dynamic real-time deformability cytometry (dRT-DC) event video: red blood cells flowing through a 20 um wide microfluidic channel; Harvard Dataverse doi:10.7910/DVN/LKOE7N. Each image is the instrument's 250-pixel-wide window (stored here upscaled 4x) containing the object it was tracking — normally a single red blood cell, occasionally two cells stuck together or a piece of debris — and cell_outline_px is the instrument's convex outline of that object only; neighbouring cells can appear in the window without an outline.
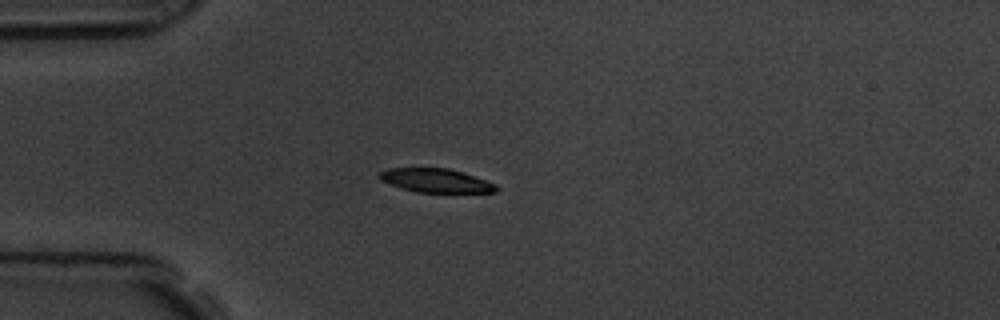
{"species": "common noctule bat (a hibernating species)", "species_latin": "Nyctalus noctula", "temperature_condition": "room temperature", "stored_images_in_passage": 7, "camera_frame_rate_fps": 3000, "um_per_image_px": 0.085, "animal": {"sex": "male", "body_mass_g": 19.5, "forearm_length_mm": 54.6}, "frame": {"image": 1, "passage_image": 5, "time_ms": 1.333, "image_size_px": [1000, 320], "cell_outline_px": [[500, 188], [496, 192], [416, 192], [400, 188], [380, 180], [376, 176], [380, 172], [388, 168], [448, 168], [464, 172], [496, 184]], "centroid_in_image_um": [37.03, 15.34], "position_along_channel_um": 48.0, "area_um2": 16.3}}
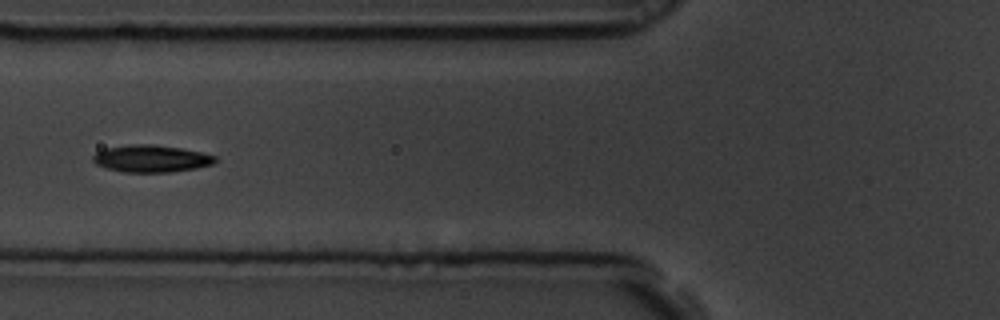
{"frame": {"image": 2, "passage_image": 7, "time_ms": 2.0, "image_size_px": [1000, 320], "cell_outline_px": [[216, 160], [212, 164], [196, 168], [172, 172], [124, 172], [108, 168], [96, 164], [92, 160], [92, 156], [96, 152], [108, 148], [132, 144], [152, 144], [180, 148], [200, 152], [216, 156]], "centroid_in_image_um": [12.85, 13.48], "position_along_channel_um": 113.0, "area_um2": 19.13}}